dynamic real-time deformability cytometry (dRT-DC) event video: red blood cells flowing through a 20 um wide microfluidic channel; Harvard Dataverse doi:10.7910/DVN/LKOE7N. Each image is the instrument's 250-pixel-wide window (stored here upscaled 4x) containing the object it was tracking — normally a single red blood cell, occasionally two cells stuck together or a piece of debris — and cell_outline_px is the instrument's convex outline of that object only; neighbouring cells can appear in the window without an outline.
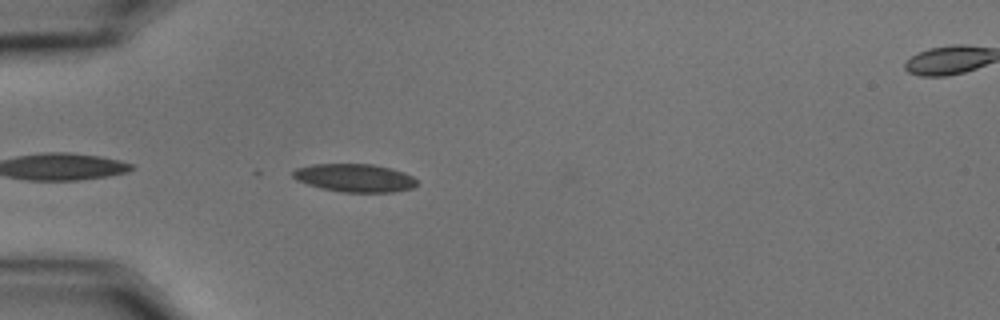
{"species": "common noctule bat (a hibernating species)", "species_latin": "Nyctalus noctula", "temperature_condition": "cold", "stored_images_in_passage": 5, "camera_frame_rate_fps": 3000, "um_per_image_px": 0.085, "animal": {"sex": "male", "body_mass_g": 15.6}, "frame": {"image": 1, "passage_image": 3, "time_ms": 0.667, "image_size_px": [1000, 320], "cell_outline_px": [[416, 184], [412, 188], [392, 192], [344, 192], [320, 188], [296, 180], [292, 176], [292, 172], [296, 168], [312, 164], [372, 164], [392, 168], [404, 172], [412, 176], [416, 180]], "centroid_in_image_um": [30.13, 15.11], "position_along_channel_um": 54.9, "area_um2": 20.29}}